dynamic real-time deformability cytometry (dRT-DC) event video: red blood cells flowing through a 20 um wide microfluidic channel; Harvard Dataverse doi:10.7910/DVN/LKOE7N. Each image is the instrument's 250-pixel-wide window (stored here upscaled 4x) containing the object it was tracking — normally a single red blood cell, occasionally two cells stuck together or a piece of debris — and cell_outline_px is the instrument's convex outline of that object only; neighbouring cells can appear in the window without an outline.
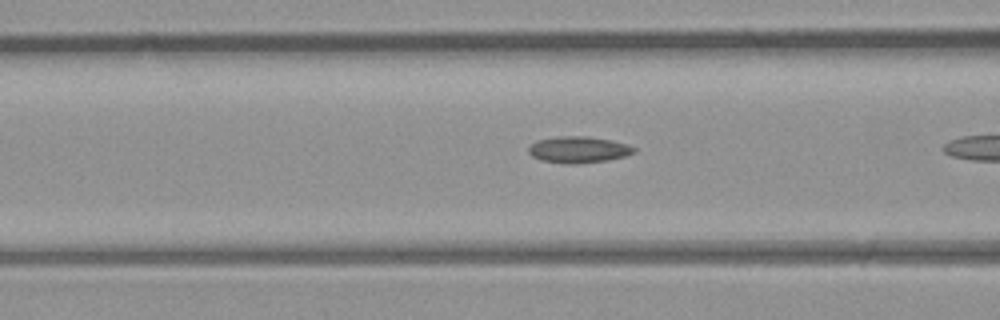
{"species": "common noctule bat (a hibernating species)", "species_latin": "Nyctalus noctula", "temperature_condition": "room temperature", "stored_images_in_passage": 6, "camera_frame_rate_fps": 3000, "um_per_image_px": 0.085, "animal": {"sex": "male", "body_mass_g": 23.1, "forearm_length_mm": 52.7}, "frame": {"image": 1, "passage_image": 5, "time_ms": 1.333, "image_size_px": [1000, 320], "cell_outline_px": [[636, 152], [624, 156], [608, 160], [576, 164], [568, 164], [540, 160], [532, 156], [528, 152], [528, 148], [536, 140], [560, 136], [588, 136], [628, 144], [636, 148]], "centroid_in_image_um": [49.16, 12.72], "position_along_channel_um": 117.4, "area_um2": 16.24}}